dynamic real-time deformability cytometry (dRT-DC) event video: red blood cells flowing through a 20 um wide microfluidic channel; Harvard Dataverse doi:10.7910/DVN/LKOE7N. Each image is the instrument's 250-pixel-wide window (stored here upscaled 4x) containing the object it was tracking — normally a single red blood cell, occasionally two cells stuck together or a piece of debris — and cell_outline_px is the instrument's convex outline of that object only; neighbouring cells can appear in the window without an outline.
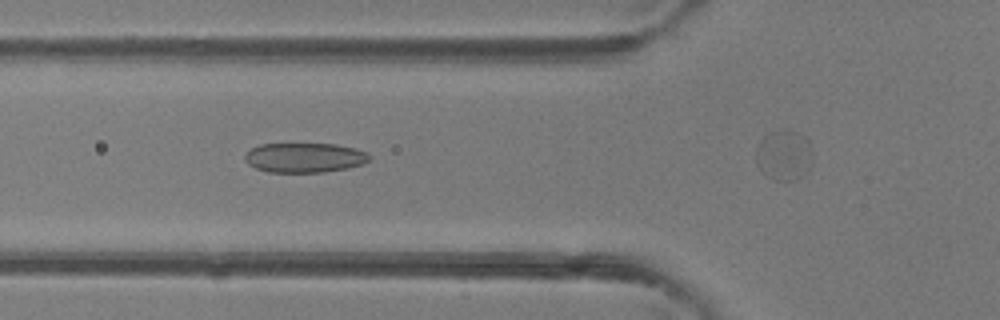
{"species": "common noctule bat (a hibernating species)", "species_latin": "Nyctalus noctula", "temperature_condition": "room temperature", "stored_images_in_passage": 36, "camera_frame_rate_fps": 3000, "um_per_image_px": 0.085, "animal": {"sex": "female"}, "frame": {"image": 1, "passage_image": 16, "time_ms": 5.0, "image_size_px": [1000, 320], "cell_outline_px": [[372, 156], [364, 164], [348, 168], [324, 172], [268, 172], [256, 168], [248, 164], [244, 160], [244, 156], [252, 148], [260, 144], [336, 144], [356, 148], [368, 152]], "centroid_in_image_um": [25.92, 13.4], "position_along_channel_um": 99.9, "area_um2": 21.68}}
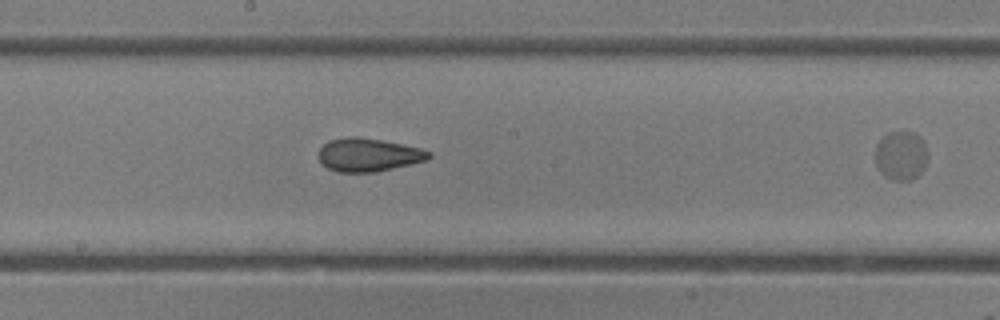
{"frame": {"image": 2, "passage_image": 24, "time_ms": 7.667, "image_size_px": [1000, 320], "cell_outline_px": [[432, 156], [428, 160], [412, 164], [376, 172], [336, 172], [320, 164], [316, 156], [320, 148], [328, 140], [348, 136], [356, 136], [380, 140], [420, 148], [432, 152]], "centroid_in_image_um": [31.27, 13.17], "position_along_channel_um": 216.9, "area_um2": 21.68}}
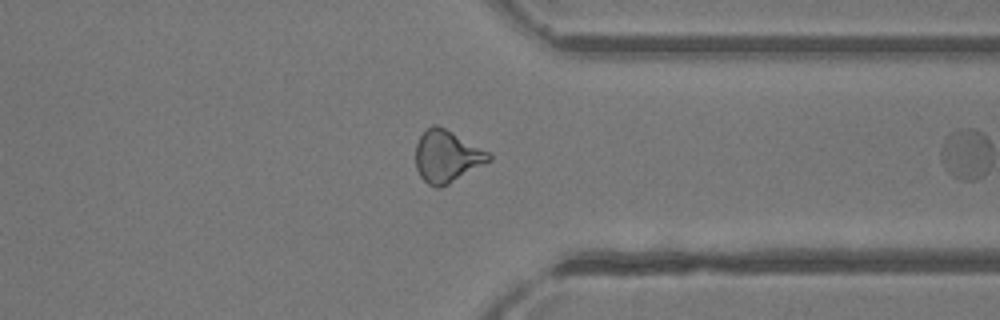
{"frame": {"image": 3, "passage_image": 35, "time_ms": 11.333, "image_size_px": [1000, 320], "cell_outline_px": [[492, 160], [448, 184], [440, 188], [436, 188], [428, 184], [420, 176], [416, 168], [416, 144], [420, 136], [432, 124], [436, 124], [452, 132], [488, 152], [492, 156]], "centroid_in_image_um": [37.97, 13.31], "position_along_channel_um": 373.4, "area_um2": 21.91}}